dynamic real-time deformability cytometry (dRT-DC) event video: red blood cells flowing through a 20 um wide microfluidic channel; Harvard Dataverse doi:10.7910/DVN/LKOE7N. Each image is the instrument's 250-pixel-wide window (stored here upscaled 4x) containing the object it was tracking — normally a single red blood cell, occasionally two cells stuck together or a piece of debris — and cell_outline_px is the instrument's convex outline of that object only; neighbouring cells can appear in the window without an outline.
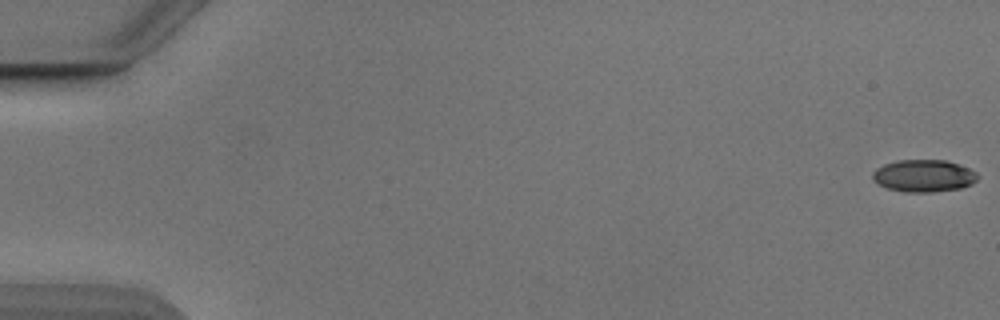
{"species": "Egyptian fruit bat (a non-hibernating species)", "species_latin": "Rousettus aegyptiacus", "temperature_condition": "cold", "stored_images_in_passage": 11, "camera_frame_rate_fps": 3000, "um_per_image_px": 0.085, "animal": {"sex": "male"}, "frame": {"image": 1, "passage_image": 1, "time_ms": 0.0, "image_size_px": [1000, 320], "cell_outline_px": [[980, 176], [972, 184], [960, 188], [932, 192], [904, 192], [888, 188], [880, 184], [872, 176], [872, 172], [876, 168], [884, 164], [900, 160], [944, 160], [968, 168], [976, 172]], "centroid_in_image_um": [78.53, 14.94], "position_along_channel_um": 6.5, "area_um2": 19.54}}